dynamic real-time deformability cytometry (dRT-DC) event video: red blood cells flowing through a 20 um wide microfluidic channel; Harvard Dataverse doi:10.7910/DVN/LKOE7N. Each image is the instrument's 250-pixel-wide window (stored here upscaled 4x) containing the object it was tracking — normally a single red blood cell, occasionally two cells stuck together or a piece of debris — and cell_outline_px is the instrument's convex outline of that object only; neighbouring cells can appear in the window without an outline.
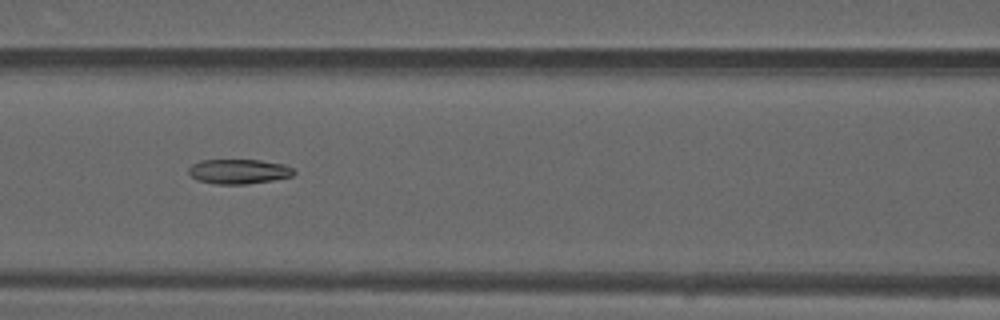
{"species": "common noctule bat (a hibernating species)", "species_latin": "Nyctalus noctula", "temperature_condition": "warm", "stored_images_in_passage": 31, "camera_frame_rate_fps": 3000, "um_per_image_px": 0.085, "animal": {"sex": "male", "forearm_length_mm": 52.5}, "frame": {"image": 1, "passage_image": 8, "time_ms": 2.333, "image_size_px": [1000, 320], "cell_outline_px": [[296, 172], [292, 176], [272, 180], [248, 184], [216, 184], [196, 180], [188, 172], [188, 168], [192, 164], [200, 160], [260, 160], [284, 164], [292, 168]], "centroid_in_image_um": [20.28, 14.57], "position_along_channel_um": 146.3, "area_um2": 15.2}}
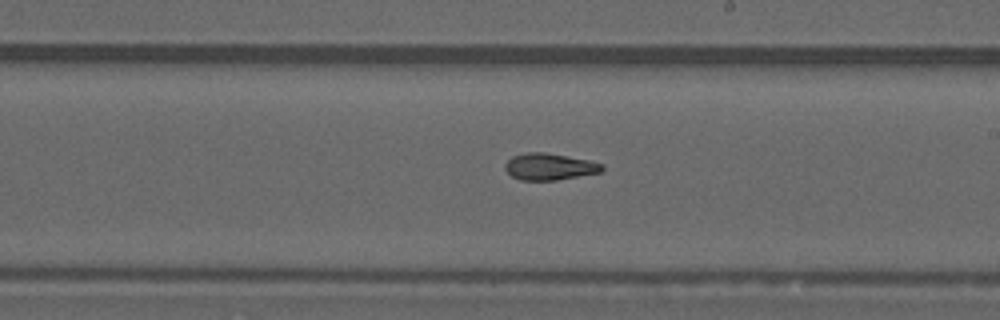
{"frame": {"image": 2, "passage_image": 15, "time_ms": 4.667, "image_size_px": [1000, 320], "cell_outline_px": [[604, 168], [600, 172], [556, 180], [520, 180], [512, 176], [504, 168], [504, 164], [512, 156], [524, 152], [544, 152], [588, 160], [604, 164]], "centroid_in_image_um": [46.68, 14.16], "position_along_channel_um": 242.3, "area_um2": 15.03}}
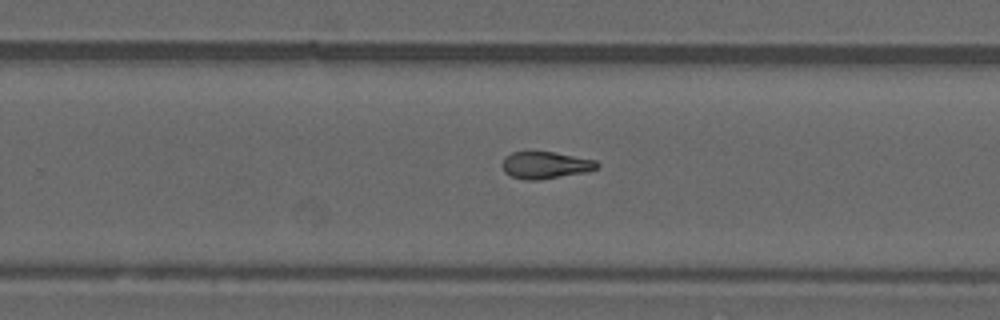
{"frame": {"image": 3, "passage_image": 18, "time_ms": 5.667, "image_size_px": [1000, 320], "cell_outline_px": [[600, 168], [588, 172], [536, 180], [528, 180], [512, 176], [504, 172], [504, 160], [512, 152], [528, 148], [552, 152], [596, 160], [600, 164]], "centroid_in_image_um": [46.4, 13.99], "position_along_channel_um": 283.4, "area_um2": 15.26}, "authors_computed_cell_mechanics": {"area_um2": 15.3748, "velocity_mm_per_s": 4.1319, "shape_relaxation_time_tau1_ms": null, "shape_relaxation_time_tau2_ms": 3.7529, "deformation_change_tau1": null, "deformation_change_tau2": 0.1151}}